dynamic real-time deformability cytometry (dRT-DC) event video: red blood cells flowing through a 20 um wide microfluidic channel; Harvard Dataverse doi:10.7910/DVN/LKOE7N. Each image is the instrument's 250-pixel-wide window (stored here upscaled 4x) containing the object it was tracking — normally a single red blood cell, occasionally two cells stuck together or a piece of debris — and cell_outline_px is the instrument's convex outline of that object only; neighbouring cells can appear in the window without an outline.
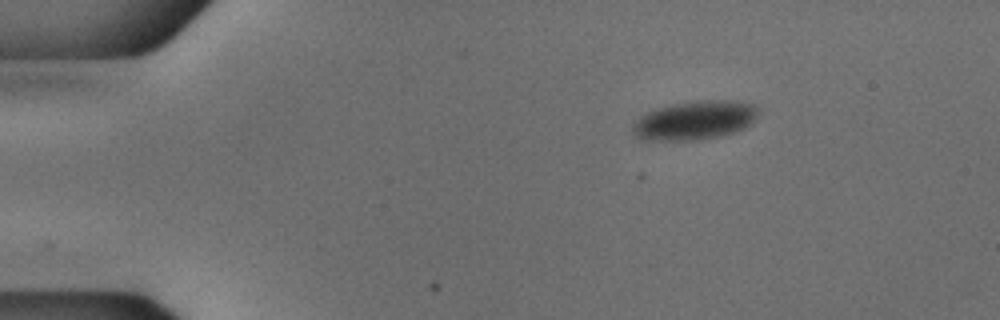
{"species": "common noctule bat (a hibernating species)", "species_latin": "Nyctalus noctula", "temperature_condition": "cold", "stored_images_in_passage": 46, "camera_frame_rate_fps": 3000, "um_per_image_px": 0.085, "animal": {"sex": "male", "body_mass_g": 18.8}, "frame": {"image": 1, "passage_image": 1, "time_ms": 0.0, "image_size_px": [1000, 320], "cell_outline_px": [[760, 112], [752, 124], [736, 132], [720, 136], [700, 140], [644, 140], [632, 136], [632, 124], [640, 116], [656, 108], [672, 104], [696, 100], [736, 100], [756, 104]], "centroid_in_image_um": [59.08, 10.22], "position_along_channel_um": 25.9, "area_um2": 29.07}}
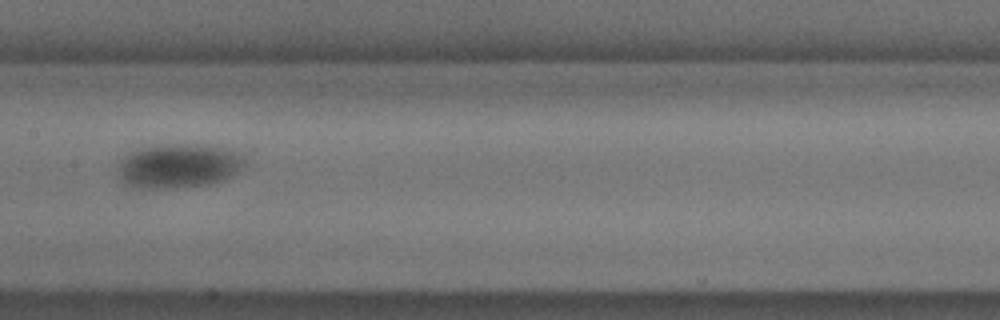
{"frame": {"image": 2, "passage_image": 20, "time_ms": 6.333, "image_size_px": [1000, 320], "cell_outline_px": [[248, 156], [244, 164], [228, 180], [212, 184], [164, 188], [132, 188], [124, 184], [120, 176], [120, 160], [124, 156], [140, 148], [172, 144], [208, 144], [232, 148]], "centroid_in_image_um": [15.29, 14.09], "position_along_channel_um": 192.1, "area_um2": 33.23}}
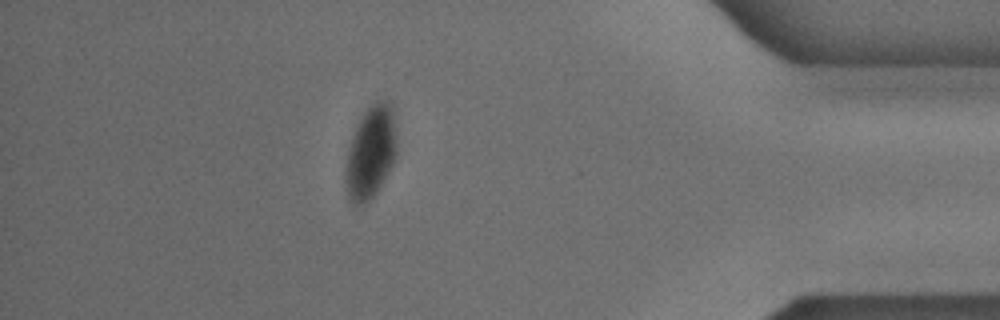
{"frame": {"image": 3, "passage_image": 40, "time_ms": 13.0, "image_size_px": [1000, 320], "cell_outline_px": [[396, 156], [392, 164], [376, 192], [364, 204], [356, 204], [348, 196], [344, 180], [348, 148], [352, 136], [364, 112], [376, 100], [388, 100], [392, 104], [396, 140]], "centroid_in_image_um": [31.51, 12.92], "position_along_channel_um": 403.7, "area_um2": 27.22}}